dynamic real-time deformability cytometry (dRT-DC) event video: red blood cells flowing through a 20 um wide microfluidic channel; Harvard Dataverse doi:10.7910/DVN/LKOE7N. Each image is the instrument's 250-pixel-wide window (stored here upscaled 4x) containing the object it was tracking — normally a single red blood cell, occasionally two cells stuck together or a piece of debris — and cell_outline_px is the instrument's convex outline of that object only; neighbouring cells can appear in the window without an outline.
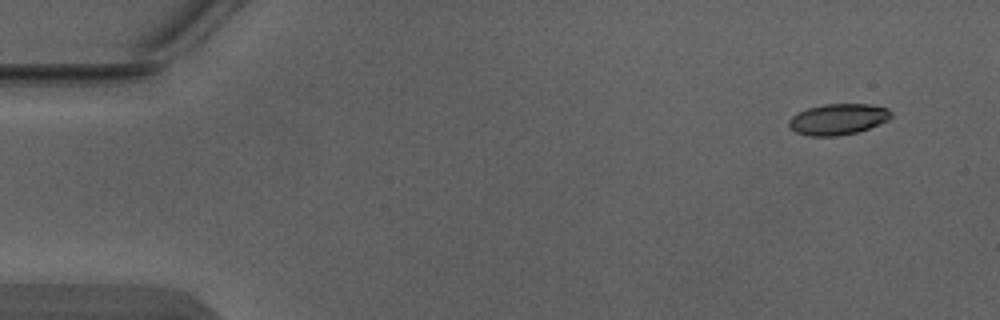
{"species": "Egyptian fruit bat (a non-hibernating species)", "species_latin": "Rousettus aegyptiacus", "temperature_condition": "warm", "stored_images_in_passage": 4, "camera_frame_rate_fps": 3000, "um_per_image_px": 0.085, "animal": {"sex": "male"}, "frame": {"image": 1, "passage_image": 1, "time_ms": 0.0, "image_size_px": [1000, 320], "cell_outline_px": [[892, 116], [888, 120], [880, 124], [856, 132], [836, 136], [808, 136], [796, 132], [788, 124], [788, 120], [796, 112], [808, 108], [824, 104], [868, 104], [888, 108], [892, 112]], "centroid_in_image_um": [71.23, 10.13], "position_along_channel_um": 13.8, "area_um2": 18.5}}
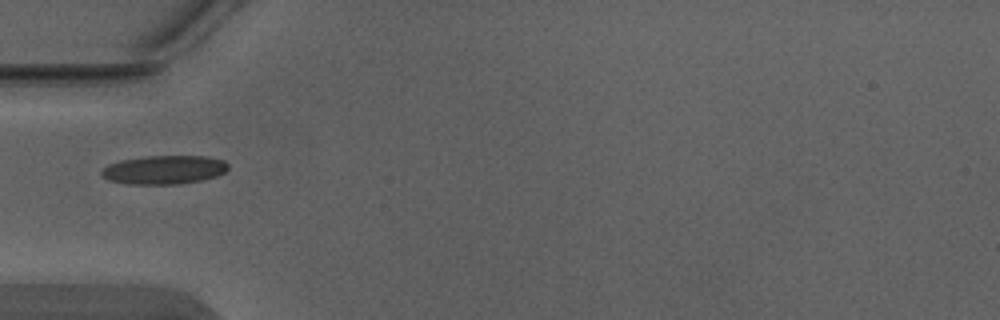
{"frame": {"image": 2, "passage_image": 4, "time_ms": 1.0, "image_size_px": [1000, 320], "cell_outline_px": [[228, 168], [224, 172], [216, 176], [200, 180], [176, 184], [132, 184], [108, 180], [100, 172], [100, 168], [108, 164], [120, 160], [148, 156], [208, 156], [224, 160], [228, 164]], "centroid_in_image_um": [13.93, 14.42], "position_along_channel_um": 71.1, "area_um2": 21.15}}